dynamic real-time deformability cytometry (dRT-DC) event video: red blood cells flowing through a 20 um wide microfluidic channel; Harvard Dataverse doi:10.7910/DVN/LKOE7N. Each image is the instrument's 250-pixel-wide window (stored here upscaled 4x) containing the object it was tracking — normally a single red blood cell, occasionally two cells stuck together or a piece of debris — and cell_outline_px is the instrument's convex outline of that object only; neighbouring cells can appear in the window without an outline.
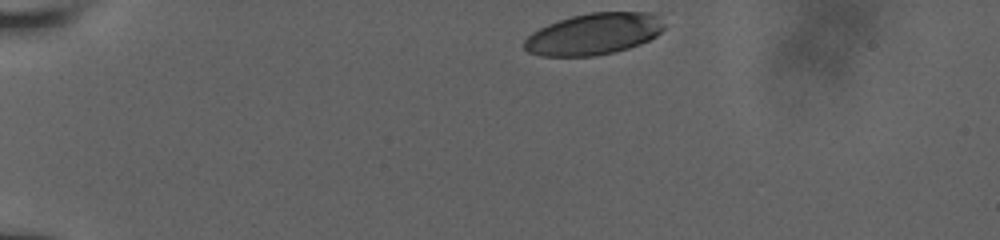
{"species": "human", "species_latin": "Homo sapiens", "temperature_condition": "room temperature", "stored_images_in_passage": 36, "camera_frame_rate_fps": 3000, "um_per_image_px": 0.085, "donor": {"sex": "male"}, "frame": {"image": 1, "passage_image": 1, "time_ms": 0.0, "image_size_px": [1000, 240], "cell_outline_px": [[664, 28], [656, 36], [640, 44], [628, 48], [596, 56], [540, 56], [528, 52], [524, 48], [524, 40], [532, 32], [548, 24], [572, 16], [592, 12], [648, 12], [656, 16], [664, 24]], "centroid_in_image_um": [50.45, 2.89], "position_along_channel_um": 34.6, "area_um2": 33.64}}
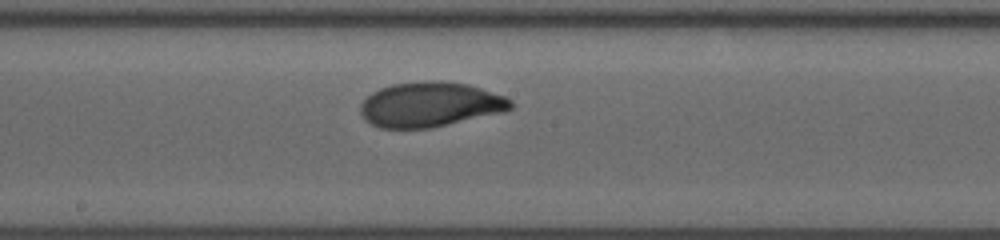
{"frame": {"image": 2, "passage_image": 21, "time_ms": 6.667, "image_size_px": [1000, 240], "cell_outline_px": [[512, 108], [504, 112], [432, 128], [380, 128], [364, 120], [360, 112], [360, 104], [372, 92], [380, 88], [392, 84], [432, 80], [440, 80], [468, 84], [504, 96], [512, 100]], "centroid_in_image_um": [36.55, 8.89], "position_along_channel_um": 211.6, "area_um2": 39.42}}
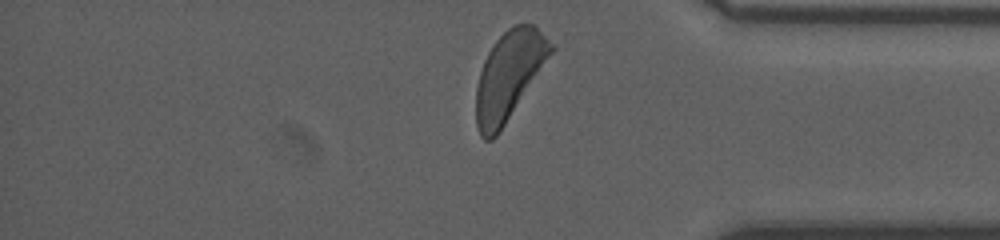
{"frame": {"image": 3, "passage_image": 36, "time_ms": 11.667, "image_size_px": [1000, 240], "cell_outline_px": [[556, 48], [496, 136], [492, 140], [484, 140], [480, 136], [476, 124], [476, 88], [480, 72], [484, 60], [488, 52], [496, 40], [508, 28], [516, 24], [536, 24], [556, 44]], "centroid_in_image_um": [43.29, 6.37], "position_along_channel_um": 391.9, "area_um2": 38.38}, "authors_computed_cell_mechanics": {"area_um2": 38.4948, "velocity_mm_per_s": 3.8458, "shape_relaxation_time_tau1_ms": 3.5674, "shape_relaxation_time_tau2_ms": null, "deformation_change_tau1": 0.1739, "deformation_change_tau2": null}}